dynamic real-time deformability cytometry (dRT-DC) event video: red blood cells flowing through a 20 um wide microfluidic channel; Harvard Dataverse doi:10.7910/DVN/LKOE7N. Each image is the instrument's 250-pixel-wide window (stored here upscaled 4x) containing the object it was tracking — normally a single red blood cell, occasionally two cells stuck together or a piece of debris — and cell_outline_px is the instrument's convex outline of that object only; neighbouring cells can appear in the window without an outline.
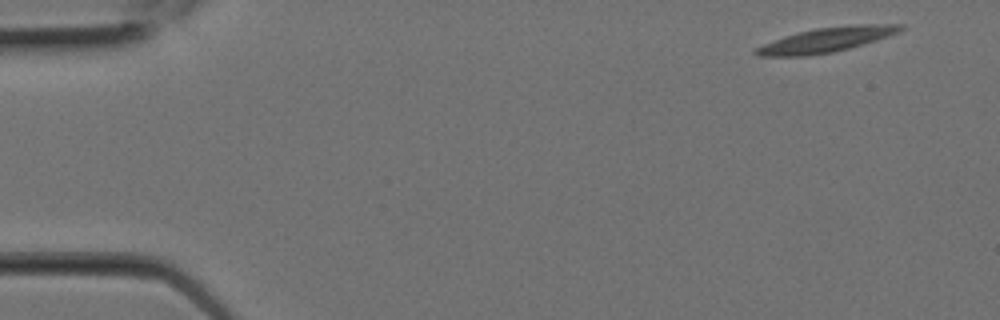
{"species": "Egyptian fruit bat (a non-hibernating species)", "species_latin": "Rousettus aegyptiacus", "temperature_condition": "room temperature", "stored_images_in_passage": 6, "camera_frame_rate_fps": 3000, "um_per_image_px": 0.085, "animal": {"sex": "female"}, "frame": {"image": 1, "passage_image": 1, "time_ms": 0.0, "image_size_px": [1000, 320], "cell_outline_px": [[904, 28], [900, 32], [876, 40], [848, 48], [832, 52], [808, 56], [760, 56], [752, 52], [756, 48], [764, 44], [784, 36], [816, 28], [856, 24], [904, 24]], "centroid_in_image_um": [70.27, 3.38], "position_along_channel_um": 14.7, "area_um2": 20.58}}
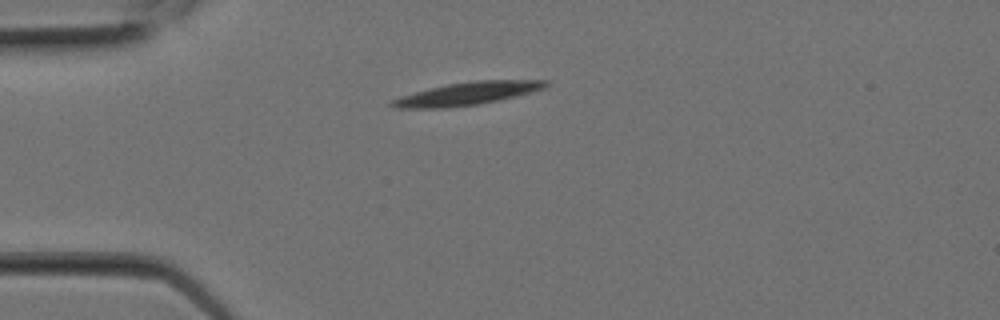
{"frame": {"image": 2, "passage_image": 5, "time_ms": 1.333, "image_size_px": [1000, 320], "cell_outline_px": [[552, 80], [544, 88], [516, 96], [480, 104], [448, 108], [396, 108], [388, 104], [392, 100], [400, 96], [448, 84], [476, 80]], "centroid_in_image_um": [39.73, 7.96], "position_along_channel_um": 45.3, "area_um2": 20.35}}